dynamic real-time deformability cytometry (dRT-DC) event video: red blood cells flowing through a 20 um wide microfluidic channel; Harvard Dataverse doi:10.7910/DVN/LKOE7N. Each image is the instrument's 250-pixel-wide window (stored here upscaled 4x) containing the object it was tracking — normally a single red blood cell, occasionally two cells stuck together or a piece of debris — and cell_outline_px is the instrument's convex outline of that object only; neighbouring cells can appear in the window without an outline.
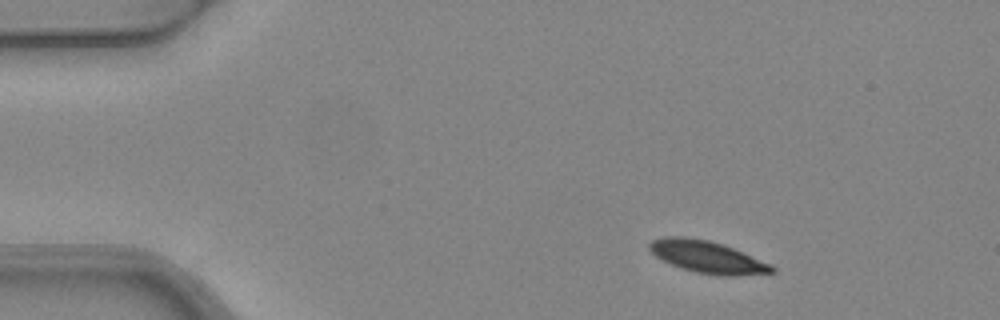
{"species": "common noctule bat (a hibernating species)", "species_latin": "Nyctalus noctula", "temperature_condition": "warm", "stored_images_in_passage": 3, "camera_frame_rate_fps": 3000, "um_per_image_px": 0.085, "animal": {"sex": "female", "body_mass_g": 24.6, "forearm_length_mm": 56.2}, "frame": {"image": 1, "passage_image": 1, "time_ms": 0.0, "image_size_px": [1000, 320], "cell_outline_px": [[776, 272], [736, 276], [724, 276], [696, 272], [680, 268], [656, 256], [648, 248], [648, 244], [652, 240], [664, 236], [684, 236], [708, 240], [732, 248], [772, 264], [776, 268]], "centroid_in_image_um": [60.13, 21.84], "position_along_channel_um": 24.9, "area_um2": 22.77}}